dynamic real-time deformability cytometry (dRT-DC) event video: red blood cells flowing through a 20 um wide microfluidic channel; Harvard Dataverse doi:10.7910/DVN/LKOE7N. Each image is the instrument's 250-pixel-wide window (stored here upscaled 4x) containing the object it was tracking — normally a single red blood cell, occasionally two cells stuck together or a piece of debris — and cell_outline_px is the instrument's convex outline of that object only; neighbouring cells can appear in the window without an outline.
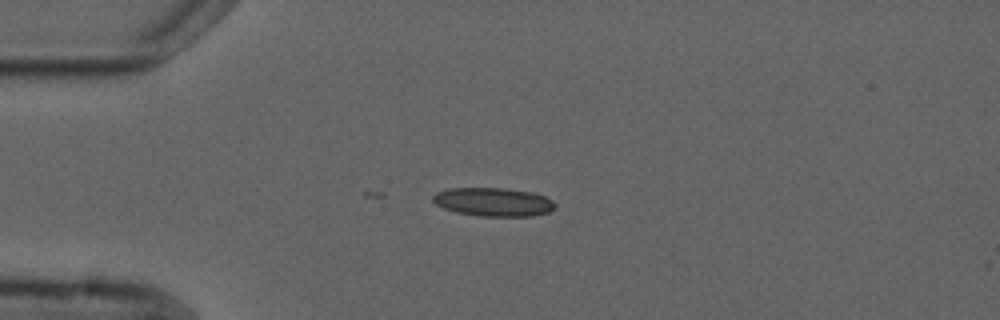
{"species": "common noctule bat (a hibernating species)", "species_latin": "Nyctalus noctula", "temperature_condition": "cold", "stored_images_in_passage": 6, "camera_frame_rate_fps": 3000, "um_per_image_px": 0.085, "animal": {"sex": "male", "forearm_length_mm": 52.5}, "frame": {"image": 1, "passage_image": 2, "time_ms": 1.0, "image_size_px": [1000, 320], "cell_outline_px": [[556, 208], [548, 212], [532, 216], [480, 216], [456, 212], [444, 208], [436, 204], [432, 200], [432, 196], [436, 192], [448, 188], [500, 188], [536, 192], [552, 200], [556, 204]], "centroid_in_image_um": [41.95, 17.16], "position_along_channel_um": 43.1, "area_um2": 20.46}}
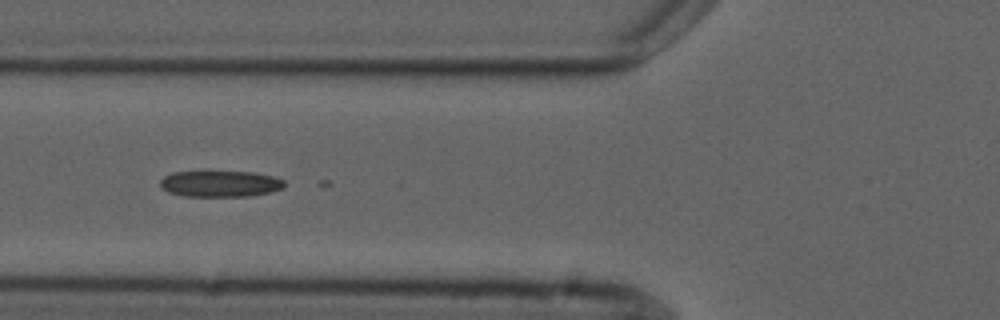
{"frame": {"image": 2, "passage_image": 4, "time_ms": 3.333, "image_size_px": [1000, 320], "cell_outline_px": [[284, 188], [272, 192], [248, 196], [184, 196], [168, 192], [160, 188], [160, 180], [164, 176], [172, 172], [256, 172], [276, 176], [284, 180]], "centroid_in_image_um": [18.74, 15.62], "position_along_channel_um": 107.1, "area_um2": 19.13}}